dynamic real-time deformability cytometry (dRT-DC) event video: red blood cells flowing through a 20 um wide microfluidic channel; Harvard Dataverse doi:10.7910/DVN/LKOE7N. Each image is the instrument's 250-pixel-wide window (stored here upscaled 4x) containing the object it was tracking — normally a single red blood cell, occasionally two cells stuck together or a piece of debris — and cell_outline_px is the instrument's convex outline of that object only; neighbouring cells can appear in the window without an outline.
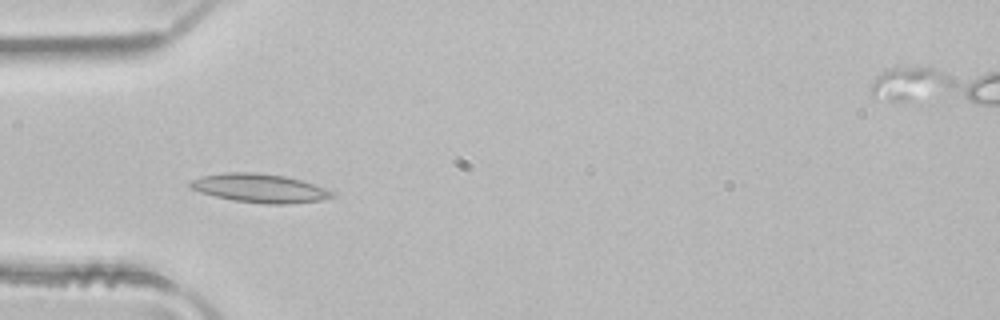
{"species": "common noctule bat (a hibernating species)", "species_latin": "Nyctalus noctula", "temperature_condition": "room temperature", "stored_images_in_passage": 5, "camera_frame_rate_fps": 3000, "um_per_image_px": 0.085, "animal": {"sex": "male", "body_mass_g": 21.5, "forearm_length_mm": 52.0}, "frame": {"image": 1, "passage_image": 4, "time_ms": 1.0, "image_size_px": [1000, 320], "cell_outline_px": [[336, 196], [320, 200], [292, 204], [268, 204], [232, 200], [200, 192], [192, 188], [188, 184], [192, 180], [204, 176], [224, 172], [252, 172], [284, 176], [300, 180], [336, 192]], "centroid_in_image_um": [22.1, 16.0], "position_along_channel_um": 62.9, "area_um2": 23.52}}
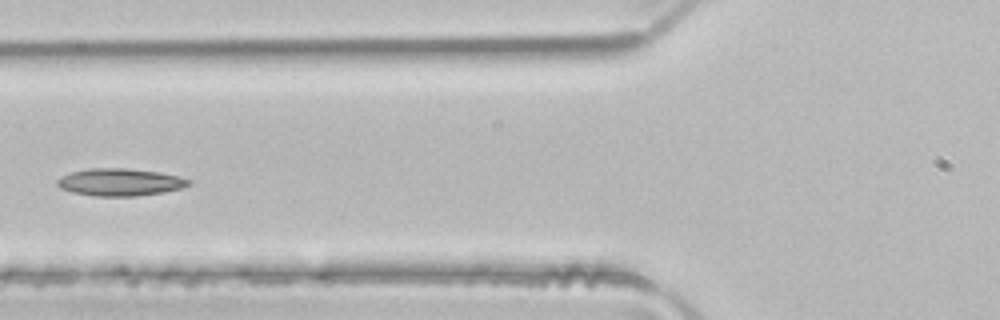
{"frame": {"image": 2, "passage_image": 5, "time_ms": 1.333, "image_size_px": [1000, 320], "cell_outline_px": [[192, 184], [180, 188], [164, 192], [136, 196], [96, 196], [72, 192], [60, 188], [56, 184], [56, 180], [60, 176], [72, 172], [88, 168], [128, 168], [160, 172], [192, 180]], "centroid_in_image_um": [10.18, 15.48], "position_along_channel_um": 115.6, "area_um2": 21.04}}